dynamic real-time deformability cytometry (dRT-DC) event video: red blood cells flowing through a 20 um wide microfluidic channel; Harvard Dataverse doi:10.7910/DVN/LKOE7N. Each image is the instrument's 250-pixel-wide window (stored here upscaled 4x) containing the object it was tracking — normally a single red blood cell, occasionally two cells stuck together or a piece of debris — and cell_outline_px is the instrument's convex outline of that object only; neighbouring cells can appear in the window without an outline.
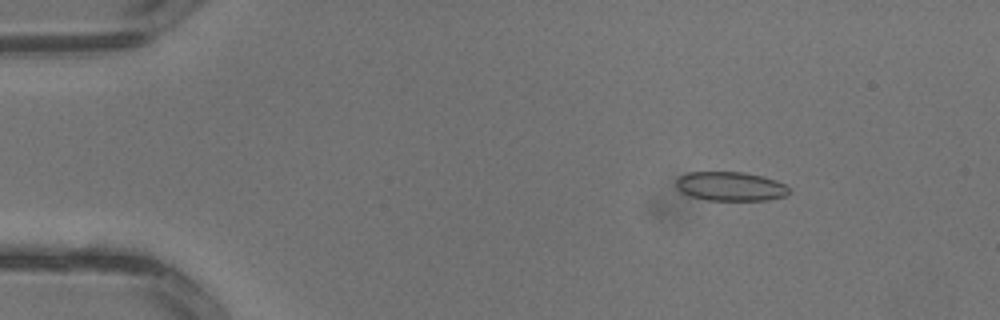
{"species": "common noctule bat (a hibernating species)", "species_latin": "Nyctalus noctula", "temperature_condition": "warm", "stored_images_in_passage": 3, "camera_frame_rate_fps": 3000, "um_per_image_px": 0.085, "animal": {"sex": "male", "body_mass_g": 13.3}, "frame": {"image": 1, "passage_image": 2, "time_ms": 0.333, "image_size_px": [1000, 320], "cell_outline_px": [[788, 192], [784, 196], [768, 200], [708, 200], [692, 196], [680, 192], [676, 184], [676, 180], [680, 176], [688, 172], [744, 172], [764, 176], [776, 180], [784, 184], [788, 188]], "centroid_in_image_um": [62.08, 15.83], "position_along_channel_um": 22.9, "area_um2": 19.07}}